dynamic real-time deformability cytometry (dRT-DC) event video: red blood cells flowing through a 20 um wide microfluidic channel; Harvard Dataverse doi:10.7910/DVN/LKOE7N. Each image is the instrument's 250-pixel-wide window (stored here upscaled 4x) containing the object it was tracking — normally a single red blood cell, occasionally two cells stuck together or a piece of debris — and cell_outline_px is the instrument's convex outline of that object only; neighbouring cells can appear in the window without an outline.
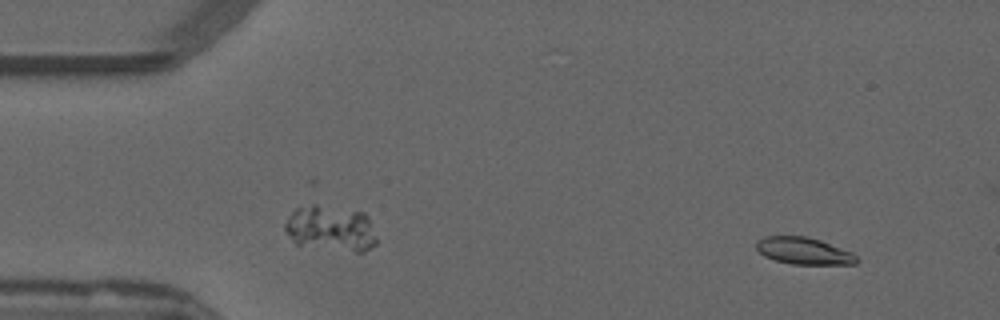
{"species": "common noctule bat (a hibernating species)", "species_latin": "Nyctalus noctula", "temperature_condition": "warm", "stored_images_in_passage": 14, "camera_frame_rate_fps": 3000, "um_per_image_px": 0.085, "animal": {"sex": "male", "forearm_length_mm": 52.5}, "frame": {"image": 1, "passage_image": 3, "time_ms": 0.667, "image_size_px": [1000, 320], "cell_outline_px": [[860, 260], [856, 264], [792, 264], [776, 260], [764, 256], [756, 248], [756, 240], [764, 236], [808, 236], [820, 240], [852, 252]], "centroid_in_image_um": [68.32, 21.32], "position_along_channel_um": 16.7, "area_um2": 15.78}}
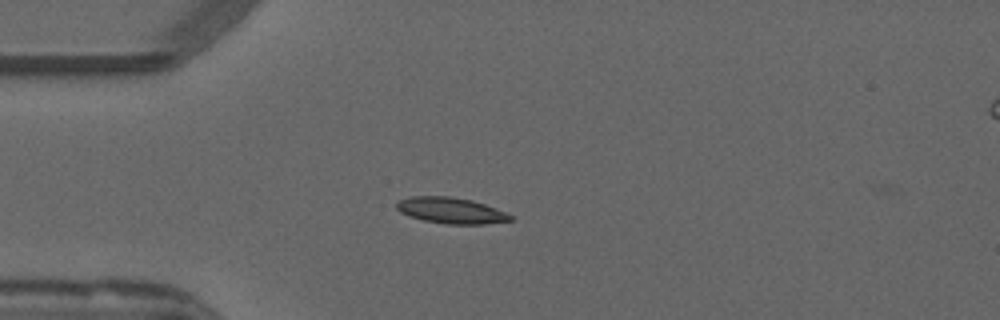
{"frame": {"image": 2, "passage_image": 12, "time_ms": 3.667, "image_size_px": [1000, 320], "cell_outline_px": [[512, 220], [484, 224], [444, 224], [424, 220], [408, 216], [400, 212], [396, 208], [396, 204], [400, 200], [412, 196], [448, 196], [472, 200], [496, 208], [512, 216]], "centroid_in_image_um": [38.31, 17.89], "position_along_channel_um": 46.7, "area_um2": 17.17}}